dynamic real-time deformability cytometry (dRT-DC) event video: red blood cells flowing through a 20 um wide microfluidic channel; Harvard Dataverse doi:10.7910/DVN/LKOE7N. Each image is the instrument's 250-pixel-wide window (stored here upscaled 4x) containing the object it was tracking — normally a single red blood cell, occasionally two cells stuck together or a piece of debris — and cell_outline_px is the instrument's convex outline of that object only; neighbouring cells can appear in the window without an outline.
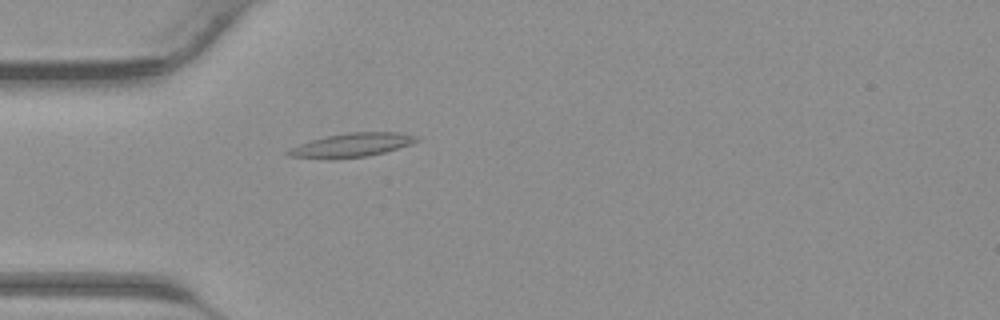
{"species": "common noctule bat (a hibernating species)", "species_latin": "Nyctalus noctula", "temperature_condition": "warm", "stored_images_in_passage": 42, "camera_frame_rate_fps": 3000, "um_per_image_px": 0.085, "animal": {"sex": "male", "body_mass_g": 23.1, "forearm_length_mm": 52.7}, "frame": {"image": 1, "passage_image": 13, "time_ms": 4.0, "image_size_px": [1000, 320], "cell_outline_px": [[420, 140], [412, 144], [384, 152], [368, 156], [332, 160], [288, 156], [284, 152], [300, 144], [312, 140], [328, 136], [348, 132], [396, 132], [416, 136]], "centroid_in_image_um": [29.89, 12.35], "position_along_channel_um": 55.1, "area_um2": 17.86}}
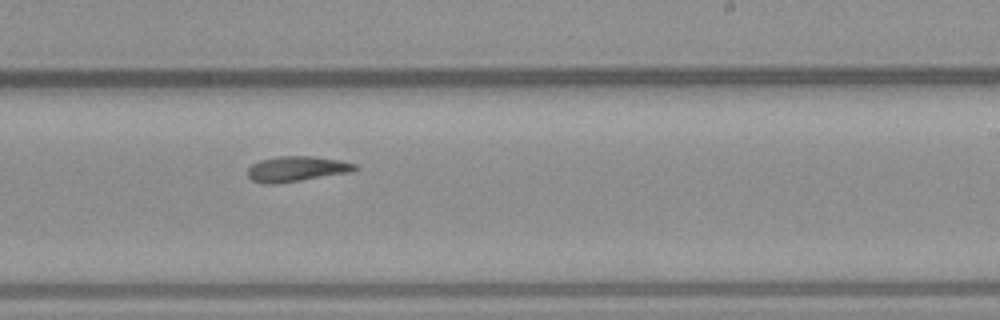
{"frame": {"image": 2, "passage_image": 26, "time_ms": 8.333, "image_size_px": [1000, 320], "cell_outline_px": [[360, 168], [352, 172], [276, 184], [264, 184], [252, 180], [248, 176], [248, 168], [252, 164], [260, 160], [280, 156], [312, 156], [340, 160], [356, 164]], "centroid_in_image_um": [25.23, 14.36], "position_along_channel_um": 263.8, "area_um2": 15.9}}
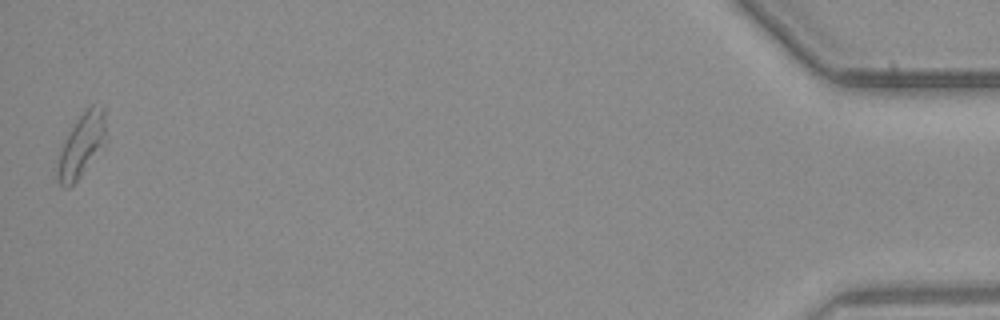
{"frame": {"image": 3, "passage_image": 42, "time_ms": 13.667, "image_size_px": [1000, 320], "cell_outline_px": [[104, 140], [80, 176], [68, 188], [64, 188], [56, 180], [52, 168], [64, 140], [84, 108], [88, 104], [104, 104]], "centroid_in_image_um": [6.81, 12.34], "position_along_channel_um": 428.4, "area_um2": 17.92}}